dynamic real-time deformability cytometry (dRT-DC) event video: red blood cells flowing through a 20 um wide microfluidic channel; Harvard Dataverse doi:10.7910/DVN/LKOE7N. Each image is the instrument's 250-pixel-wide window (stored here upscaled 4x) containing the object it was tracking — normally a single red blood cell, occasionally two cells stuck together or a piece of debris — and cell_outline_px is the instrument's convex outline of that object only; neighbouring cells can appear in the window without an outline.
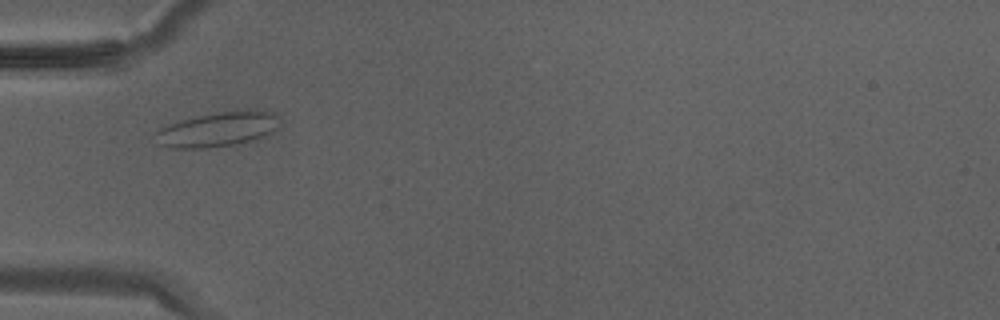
{"species": "Egyptian fruit bat (a non-hibernating species)", "species_latin": "Rousettus aegyptiacus", "temperature_condition": "warm", "stored_images_in_passage": 30, "camera_frame_rate_fps": 3000, "um_per_image_px": 0.085, "animal": {"sex": "male"}, "frame": {"image": 1, "passage_image": 6, "time_ms": 1.667, "image_size_px": [1000, 320], "cell_outline_px": [[276, 128], [272, 132], [264, 136], [232, 144], [208, 148], [172, 148], [160, 144], [156, 132], [160, 128], [196, 116], [216, 112], [264, 112], [276, 116]], "centroid_in_image_um": [18.43, 11.03], "position_along_channel_um": 66.6, "area_um2": 23.64}}
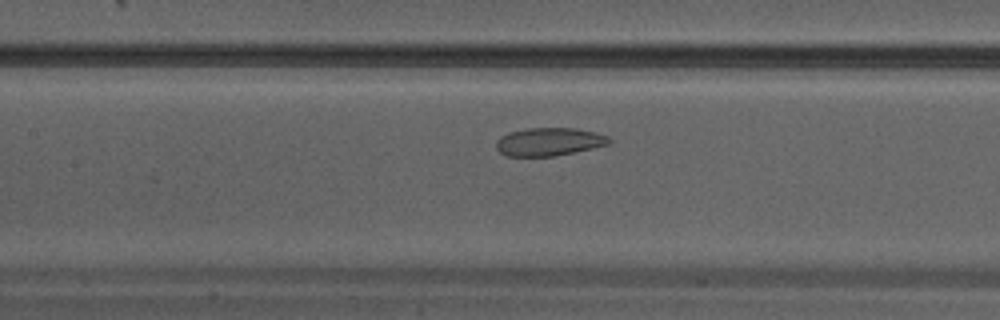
{"frame": {"image": 2, "passage_image": 11, "time_ms": 3.333, "image_size_px": [1000, 320], "cell_outline_px": [[612, 140], [608, 144], [592, 148], [552, 156], [504, 156], [496, 148], [496, 140], [500, 136], [508, 132], [528, 128], [576, 128], [608, 136]], "centroid_in_image_um": [46.61, 12.04], "position_along_channel_um": 160.8, "area_um2": 18.38}}
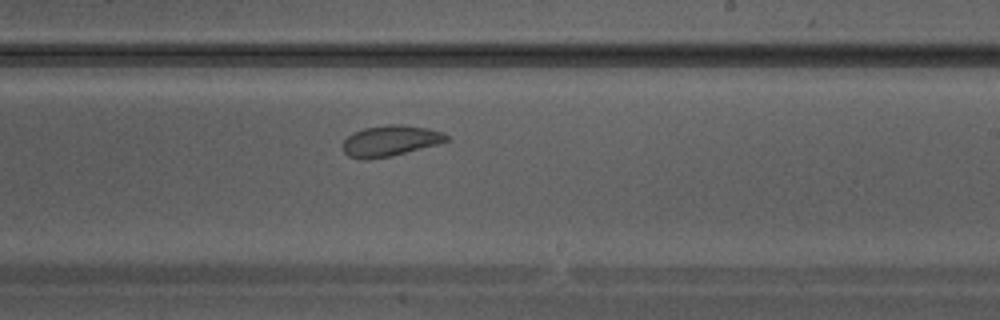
{"frame": {"image": 3, "passage_image": 16, "time_ms": 5.0, "image_size_px": [1000, 320], "cell_outline_px": [[452, 140], [440, 144], [392, 156], [368, 160], [364, 160], [348, 156], [340, 148], [344, 140], [352, 132], [364, 128], [388, 124], [400, 124], [428, 128], [444, 132]], "centroid_in_image_um": [33.19, 11.97], "position_along_channel_um": 255.8, "area_um2": 19.13}}